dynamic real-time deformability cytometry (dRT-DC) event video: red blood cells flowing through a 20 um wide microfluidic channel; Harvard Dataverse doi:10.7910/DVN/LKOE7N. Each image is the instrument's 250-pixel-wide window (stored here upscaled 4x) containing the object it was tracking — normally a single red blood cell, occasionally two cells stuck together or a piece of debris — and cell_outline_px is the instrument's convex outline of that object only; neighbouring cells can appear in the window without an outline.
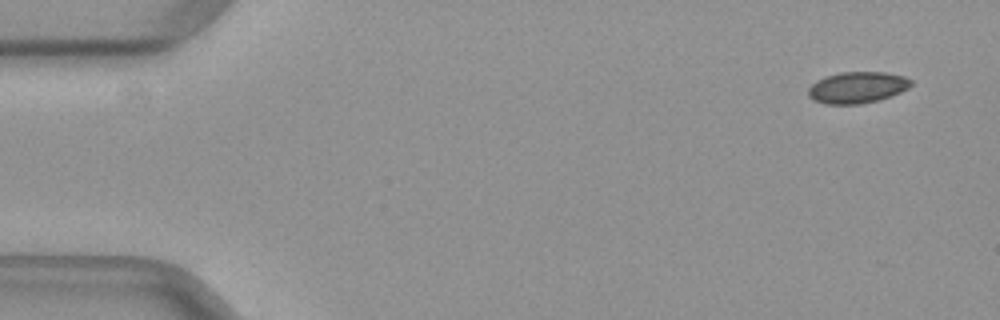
{"species": "common noctule bat (a hibernating species)", "species_latin": "Nyctalus noctula", "temperature_condition": "warm", "stored_images_in_passage": 48, "camera_frame_rate_fps": 3000, "um_per_image_px": 0.085, "animal": {"sex": "female", "body_mass_g": 29.2, "forearm_length_mm": 56.3}, "frame": {"image": 1, "passage_image": 1, "time_ms": 0.0, "image_size_px": [1000, 320], "cell_outline_px": [[912, 84], [908, 88], [892, 96], [880, 100], [860, 104], [824, 104], [812, 100], [808, 96], [808, 88], [816, 80], [824, 76], [840, 72], [884, 72], [904, 76], [912, 80]], "centroid_in_image_um": [72.85, 7.44], "position_along_channel_um": 12.2, "area_um2": 19.07}}
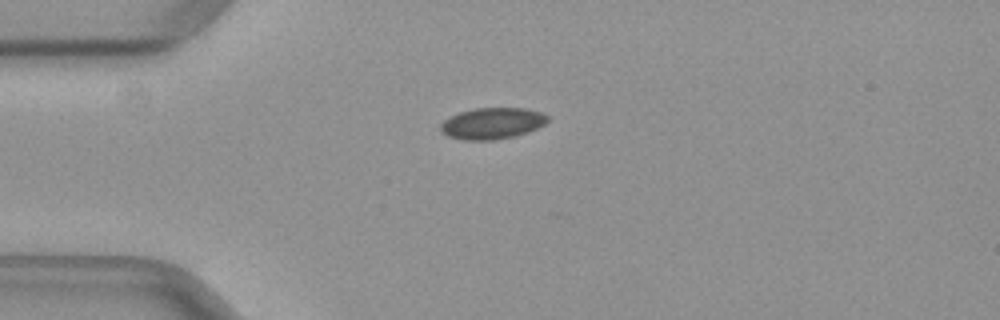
{"frame": {"image": 2, "passage_image": 11, "time_ms": 3.333, "image_size_px": [1000, 320], "cell_outline_px": [[548, 120], [544, 124], [536, 128], [516, 136], [496, 140], [460, 140], [448, 136], [440, 132], [440, 124], [444, 120], [460, 112], [476, 108], [524, 108], [540, 112], [548, 116]], "centroid_in_image_um": [41.81, 10.5], "position_along_channel_um": 43.2, "area_um2": 19.54}}
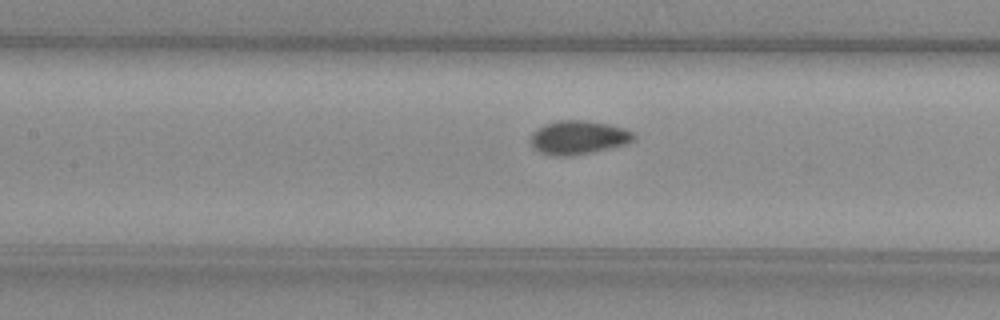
{"frame": {"image": 3, "passage_image": 21, "time_ms": 6.667, "image_size_px": [1000, 320], "cell_outline_px": [[636, 140], [628, 144], [592, 152], [572, 156], [552, 156], [540, 152], [532, 148], [532, 132], [536, 128], [544, 124], [560, 120], [584, 120], [608, 124], [624, 128], [632, 132], [636, 136]], "centroid_in_image_um": [49.17, 11.69], "position_along_channel_um": 158.2, "area_um2": 20.46}}